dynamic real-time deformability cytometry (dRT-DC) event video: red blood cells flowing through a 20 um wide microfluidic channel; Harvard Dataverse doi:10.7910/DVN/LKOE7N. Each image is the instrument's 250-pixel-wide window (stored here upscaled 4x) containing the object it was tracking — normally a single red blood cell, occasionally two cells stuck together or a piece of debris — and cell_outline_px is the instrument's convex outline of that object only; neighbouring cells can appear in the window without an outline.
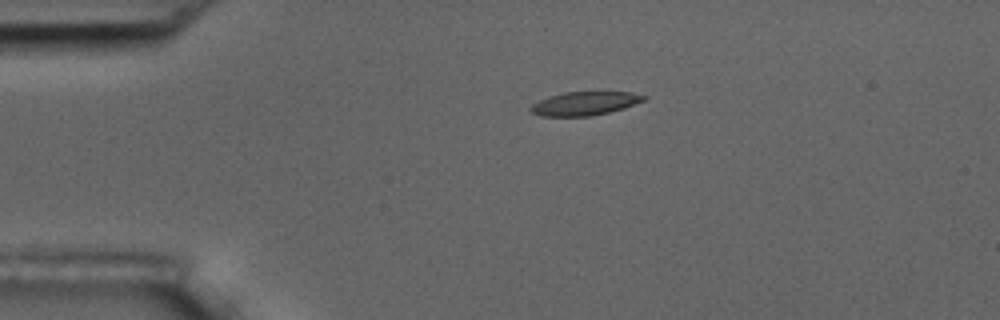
{"species": "common noctule bat (a hibernating species)", "species_latin": "Nyctalus noctula", "temperature_condition": "room temperature", "stored_images_in_passage": 2, "camera_frame_rate_fps": 3000, "um_per_image_px": 0.085, "animal": {"sex": "male", "body_mass_g": 17.5, "forearm_length_mm": 52.3}, "frame": {"image": 1, "passage_image": 1, "time_ms": 0.0, "image_size_px": [1000, 320], "cell_outline_px": [[648, 96], [644, 100], [624, 108], [592, 116], [540, 116], [532, 112], [528, 108], [532, 104], [548, 96], [564, 92], [600, 88], [632, 92]], "centroid_in_image_um": [49.75, 8.73], "position_along_channel_um": 35.2, "area_um2": 16.53}}